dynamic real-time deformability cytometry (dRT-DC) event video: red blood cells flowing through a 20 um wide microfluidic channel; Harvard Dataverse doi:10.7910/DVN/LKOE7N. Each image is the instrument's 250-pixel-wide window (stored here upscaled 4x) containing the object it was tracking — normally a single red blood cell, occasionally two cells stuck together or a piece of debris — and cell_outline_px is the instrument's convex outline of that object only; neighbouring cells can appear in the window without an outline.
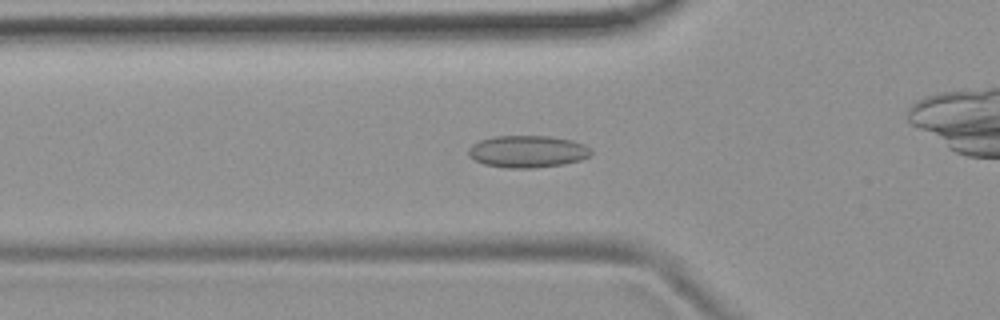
{"species": "common noctule bat (a hibernating species)", "species_latin": "Nyctalus noctula", "temperature_condition": "room temperature", "stored_images_in_passage": 54, "camera_frame_rate_fps": 3000, "um_per_image_px": 0.085, "animal": {"sex": "female", "body_mass_g": 19.9}, "frame": {"image": 1, "passage_image": 18, "time_ms": 5.667, "image_size_px": [1000, 320], "cell_outline_px": [[592, 152], [588, 156], [580, 160], [564, 164], [532, 168], [504, 168], [484, 164], [468, 156], [468, 148], [472, 144], [480, 140], [492, 136], [548, 136], [572, 140], [584, 144], [592, 148]], "centroid_in_image_um": [44.83, 12.87], "position_along_channel_um": 81.0, "area_um2": 23.06}}
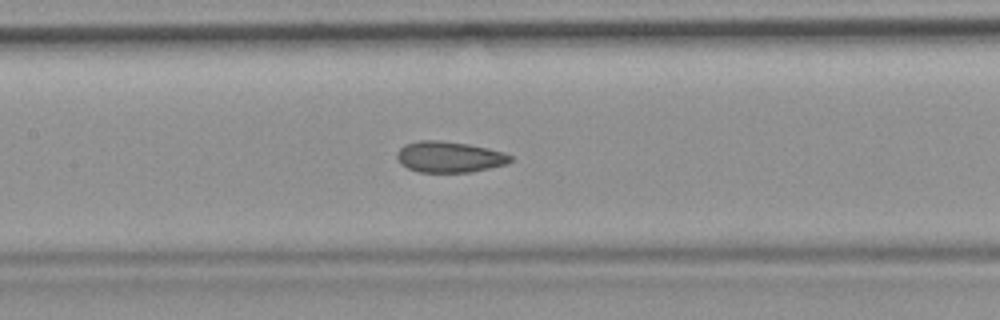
{"frame": {"image": 2, "passage_image": 25, "time_ms": 8.0, "image_size_px": [1000, 320], "cell_outline_px": [[512, 160], [508, 164], [472, 172], [420, 172], [408, 168], [400, 164], [396, 156], [396, 152], [404, 144], [420, 140], [440, 140], [468, 144], [488, 148], [504, 152], [512, 156]], "centroid_in_image_um": [38.19, 13.34], "position_along_channel_um": 169.2, "area_um2": 20.69}}
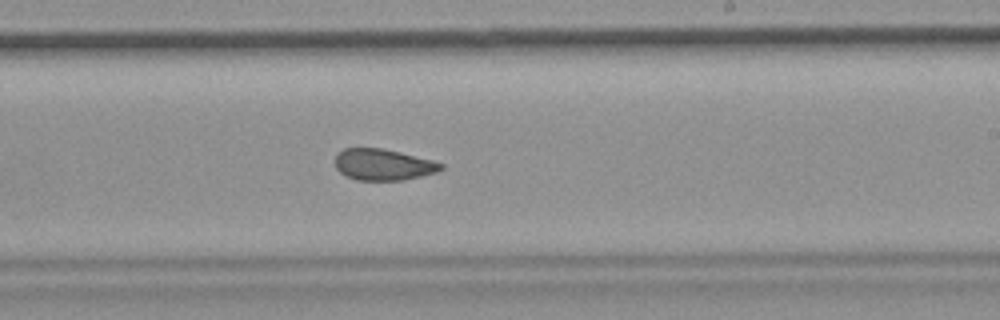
{"frame": {"image": 3, "passage_image": 32, "time_ms": 10.333, "image_size_px": [1000, 320], "cell_outline_px": [[444, 168], [436, 172], [404, 180], [356, 180], [340, 172], [336, 168], [336, 152], [344, 148], [380, 148], [400, 152], [432, 160], [444, 164]], "centroid_in_image_um": [32.56, 13.99], "position_along_channel_um": 256.4, "area_um2": 19.25}, "authors_computed_cell_mechanics": {"area_um2": 20.7213, "velocity_mm_per_s": 3.7663, "shape_relaxation_time_tau1_ms": null, "shape_relaxation_time_tau2_ms": 2.2733, "deformation_change_tau1": null, "deformation_change_tau2": 0.0766}}